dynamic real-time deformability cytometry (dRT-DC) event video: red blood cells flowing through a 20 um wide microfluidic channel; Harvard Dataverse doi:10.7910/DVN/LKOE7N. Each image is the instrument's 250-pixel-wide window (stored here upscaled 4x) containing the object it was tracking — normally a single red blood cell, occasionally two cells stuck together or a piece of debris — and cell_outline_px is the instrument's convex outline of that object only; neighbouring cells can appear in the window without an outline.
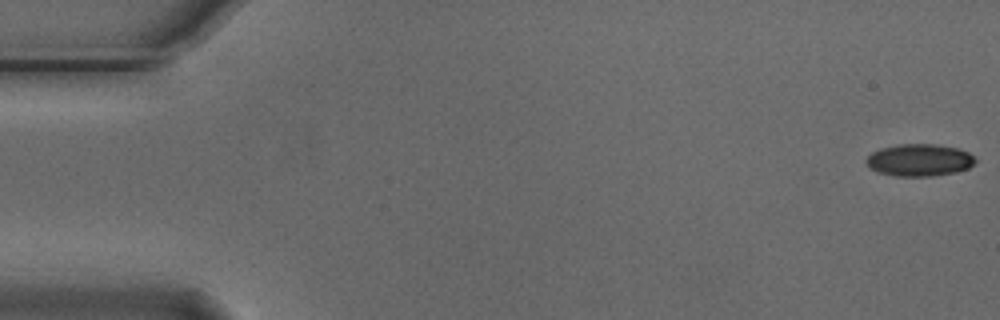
{"species": "Egyptian fruit bat (a non-hibernating species)", "species_latin": "Rousettus aegyptiacus", "temperature_condition": "cold", "stored_images_in_passage": 55, "camera_frame_rate_fps": 3000, "um_per_image_px": 0.085, "animal": {"sex": "male"}, "frame": {"image": 1, "passage_image": 1, "time_ms": 0.0, "image_size_px": [1000, 320], "cell_outline_px": [[976, 160], [968, 168], [956, 172], [932, 176], [896, 176], [876, 172], [868, 168], [864, 164], [864, 160], [872, 152], [880, 148], [900, 144], [936, 144], [956, 148], [968, 152]], "centroid_in_image_um": [78.07, 13.61], "position_along_channel_um": 6.9, "area_um2": 20.58}}
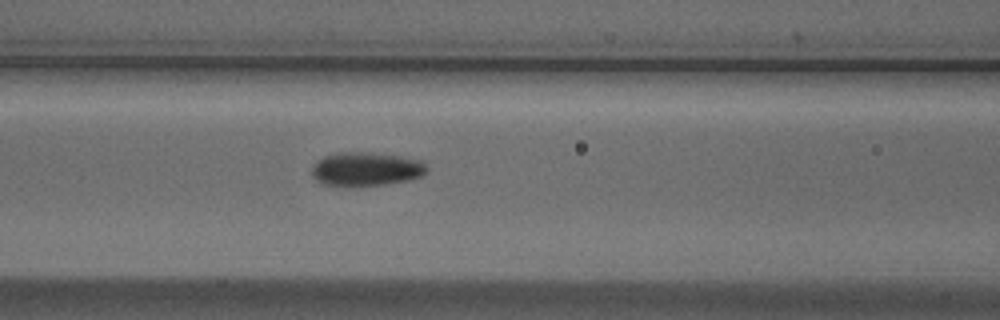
{"frame": {"image": 2, "passage_image": 23, "time_ms": 7.333, "image_size_px": [1000, 320], "cell_outline_px": [[428, 172], [420, 176], [408, 180], [384, 184], [324, 184], [316, 180], [312, 176], [312, 168], [316, 160], [324, 156], [340, 152], [368, 152], [400, 156], [424, 160], [428, 168]], "centroid_in_image_um": [31.16, 14.33], "position_along_channel_um": 135.4, "area_um2": 22.31}}
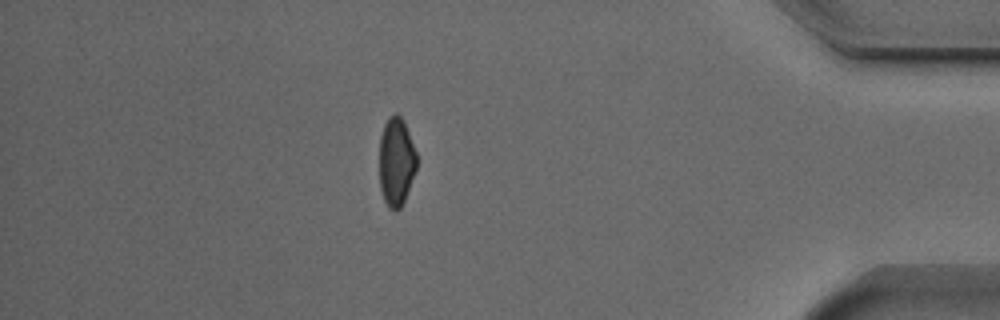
{"frame": {"image": 3, "passage_image": 48, "time_ms": 15.667, "image_size_px": [1000, 320], "cell_outline_px": [[416, 168], [404, 200], [400, 208], [396, 212], [388, 208], [384, 200], [380, 188], [380, 136], [384, 124], [388, 116], [396, 112], [404, 120], [416, 152]], "centroid_in_image_um": [33.67, 13.72], "position_along_channel_um": 401.5, "area_um2": 19.25}, "authors_computed_cell_mechanics": {"area_um2": 20.9236, "velocity_mm_per_s": 3.7227, "shape_relaxation_time_tau1_ms": 8.7565, "shape_relaxation_time_tau2_ms": 4.7206, "deformation_change_tau1": 0.1381, "deformation_change_tau2": 0.0996}}